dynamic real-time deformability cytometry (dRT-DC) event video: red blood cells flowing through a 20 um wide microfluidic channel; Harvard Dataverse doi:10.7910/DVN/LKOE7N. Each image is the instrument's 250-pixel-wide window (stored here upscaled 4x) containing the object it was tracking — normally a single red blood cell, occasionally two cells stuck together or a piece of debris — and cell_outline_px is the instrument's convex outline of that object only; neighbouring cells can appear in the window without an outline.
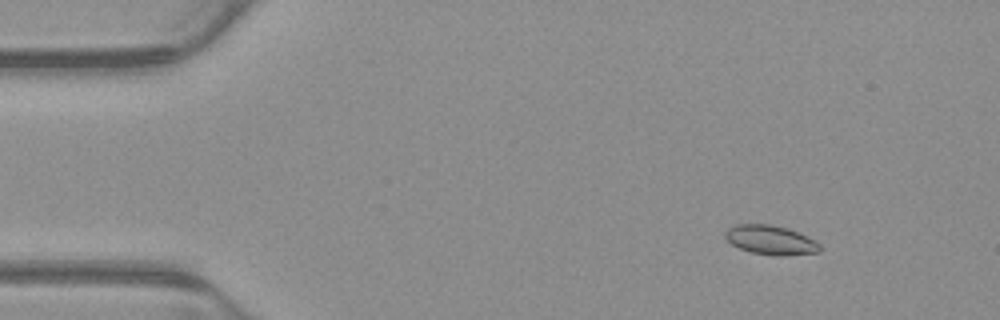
{"species": "common noctule bat (a hibernating species)", "species_latin": "Nyctalus noctula", "temperature_condition": "warm", "stored_images_in_passage": 54, "camera_frame_rate_fps": 3000, "um_per_image_px": 0.085, "animal": {"sex": "male", "body_mass_g": 23.1, "forearm_length_mm": 52.7}, "frame": {"image": 1, "passage_image": 7, "time_ms": 2.0, "image_size_px": [1000, 320], "cell_outline_px": [[820, 252], [784, 256], [776, 256], [752, 252], [740, 248], [732, 244], [724, 236], [724, 232], [728, 228], [736, 224], [772, 224], [788, 228], [808, 236], [820, 244]], "centroid_in_image_um": [65.52, 20.39], "position_along_channel_um": 19.5, "area_um2": 16.24}}
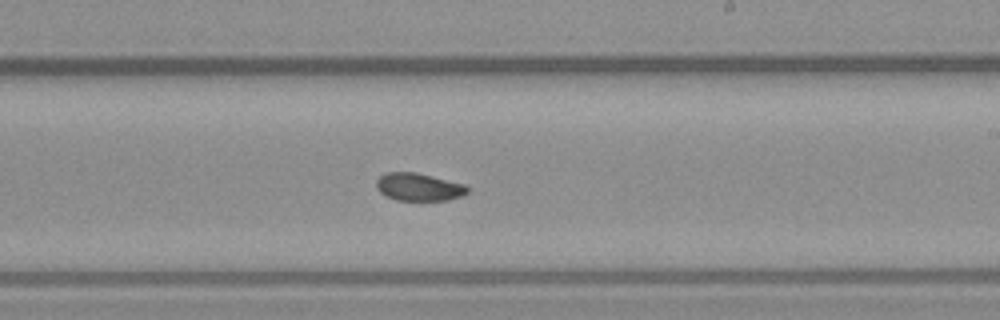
{"frame": {"image": 2, "passage_image": 32, "time_ms": 10.333, "image_size_px": [1000, 320], "cell_outline_px": [[468, 192], [460, 196], [448, 200], [396, 200], [384, 196], [376, 188], [376, 180], [380, 176], [388, 172], [416, 172], [464, 184], [468, 188]], "centroid_in_image_um": [35.55, 15.89], "position_along_channel_um": 253.4, "area_um2": 14.68}}
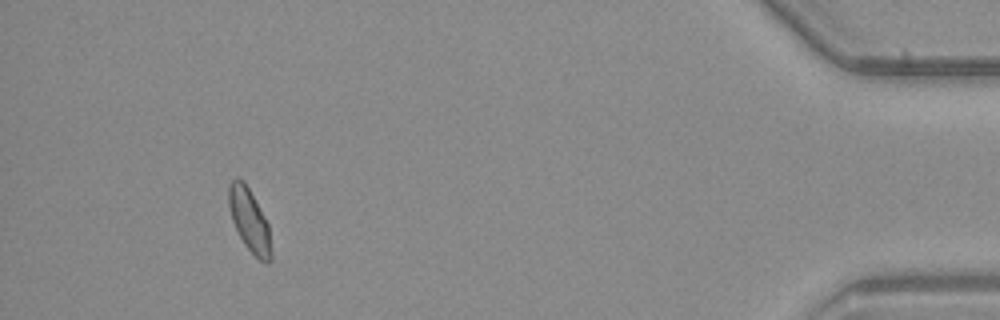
{"frame": {"image": 3, "passage_image": 50, "time_ms": 16.333, "image_size_px": [1000, 320], "cell_outline_px": [[272, 260], [268, 264], [260, 260], [244, 244], [232, 220], [228, 208], [228, 184], [236, 176], [244, 180], [268, 224], [272, 252]], "centroid_in_image_um": [21.19, 18.7], "position_along_channel_um": 414.0, "area_um2": 15.55}, "authors_computed_cell_mechanics": {"area_um2": 15.4326, "velocity_mm_per_s": 3.8657, "shape_relaxation_time_tau1_ms": null, "shape_relaxation_time_tau2_ms": 3.2899, "deformation_change_tau1": null, "deformation_change_tau2": 0.0666}}